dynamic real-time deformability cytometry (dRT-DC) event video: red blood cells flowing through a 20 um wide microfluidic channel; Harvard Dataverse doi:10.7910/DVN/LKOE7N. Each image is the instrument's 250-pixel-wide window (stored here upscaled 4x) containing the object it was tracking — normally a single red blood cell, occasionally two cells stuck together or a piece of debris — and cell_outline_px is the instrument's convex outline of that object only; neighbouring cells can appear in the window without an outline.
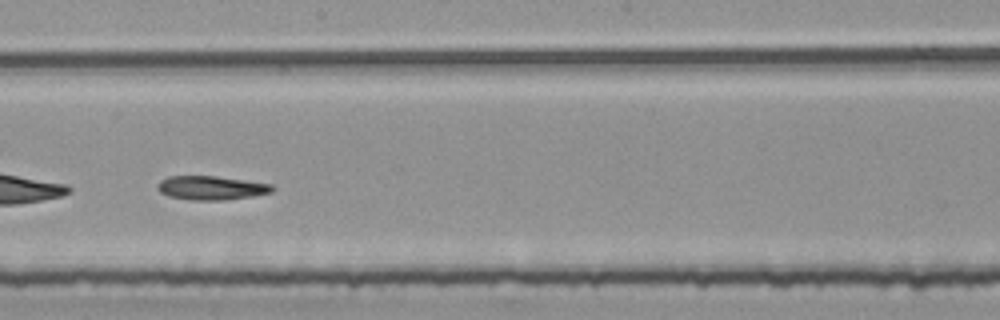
{"species": "common noctule bat (a hibernating species)", "species_latin": "Nyctalus noctula", "temperature_condition": "room temperature", "stored_images_in_passage": 39, "camera_frame_rate_fps": 3000, "um_per_image_px": 0.085, "animal": {"sex": "female", "body_mass_g": 25.1}, "frame": {"image": 1, "passage_image": 23, "time_ms": 7.333, "image_size_px": [1000, 320], "cell_outline_px": [[276, 188], [272, 192], [252, 196], [224, 200], [192, 200], [168, 196], [160, 192], [156, 188], [156, 184], [160, 180], [168, 176], [216, 176], [272, 184]], "centroid_in_image_um": [17.93, 15.96], "position_along_channel_um": 230.3, "area_um2": 16.07}}